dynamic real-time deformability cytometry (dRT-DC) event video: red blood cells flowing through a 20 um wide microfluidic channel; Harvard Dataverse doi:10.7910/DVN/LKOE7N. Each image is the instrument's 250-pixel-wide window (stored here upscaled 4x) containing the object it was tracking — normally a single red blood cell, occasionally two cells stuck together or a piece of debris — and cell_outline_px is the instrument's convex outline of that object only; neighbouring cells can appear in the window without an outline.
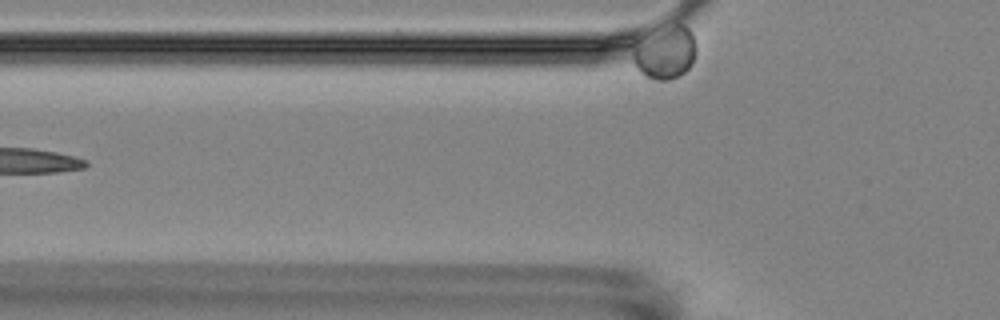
{"species": "Egyptian fruit bat (a non-hibernating species)", "species_latin": "Rousettus aegyptiacus", "temperature_condition": "room temperature", "stored_images_in_passage": 6, "camera_frame_rate_fps": 3000, "um_per_image_px": 0.085, "animal": {"sex": "female"}, "frame": {"image": 1, "passage_image": 6, "time_ms": 6.0, "image_size_px": [1000, 320], "cell_outline_px": [[696, 52], [692, 64], [680, 76], [668, 80], [656, 80], [648, 76], [636, 64], [636, 40], [680, 24], [684, 24], [688, 28], [696, 44]], "centroid_in_image_um": [56.63, 4.5], "position_along_channel_um": 69.2, "area_um2": 18.32}}